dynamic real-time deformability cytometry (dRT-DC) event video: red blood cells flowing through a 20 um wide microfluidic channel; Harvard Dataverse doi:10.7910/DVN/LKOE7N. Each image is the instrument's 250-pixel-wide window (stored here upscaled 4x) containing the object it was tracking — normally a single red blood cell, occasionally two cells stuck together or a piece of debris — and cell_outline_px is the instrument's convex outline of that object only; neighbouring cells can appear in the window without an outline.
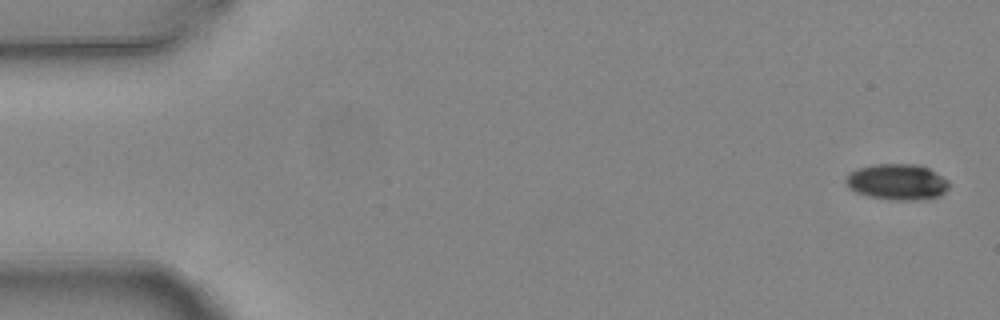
{"species": "common noctule bat (a hibernating species)", "species_latin": "Nyctalus noctula", "temperature_condition": "warm", "stored_images_in_passage": 5, "camera_frame_rate_fps": 3000, "um_per_image_px": 0.085, "animal": {"sex": "female", "body_mass_g": 24.6, "forearm_length_mm": 56.2}, "frame": {"image": 1, "passage_image": 1, "time_ms": 0.0, "image_size_px": [1000, 320], "cell_outline_px": [[948, 188], [940, 196], [920, 200], [896, 200], [868, 196], [856, 192], [848, 188], [844, 184], [844, 180], [856, 168], [872, 164], [916, 164], [928, 168], [948, 180]], "centroid_in_image_um": [76.23, 15.46], "position_along_channel_um": 8.8, "area_um2": 21.68}}
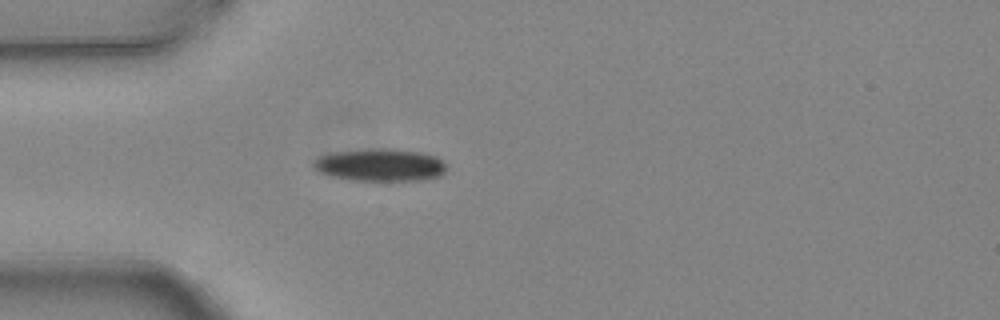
{"frame": {"image": 2, "passage_image": 5, "time_ms": 1.333, "image_size_px": [1000, 320], "cell_outline_px": [[444, 172], [440, 176], [424, 180], [356, 180], [332, 176], [320, 172], [312, 164], [312, 160], [320, 156], [332, 152], [380, 148], [384, 148], [420, 152], [436, 156], [444, 164]], "centroid_in_image_um": [32.3, 14.02], "position_along_channel_um": 52.7, "area_um2": 24.85}}